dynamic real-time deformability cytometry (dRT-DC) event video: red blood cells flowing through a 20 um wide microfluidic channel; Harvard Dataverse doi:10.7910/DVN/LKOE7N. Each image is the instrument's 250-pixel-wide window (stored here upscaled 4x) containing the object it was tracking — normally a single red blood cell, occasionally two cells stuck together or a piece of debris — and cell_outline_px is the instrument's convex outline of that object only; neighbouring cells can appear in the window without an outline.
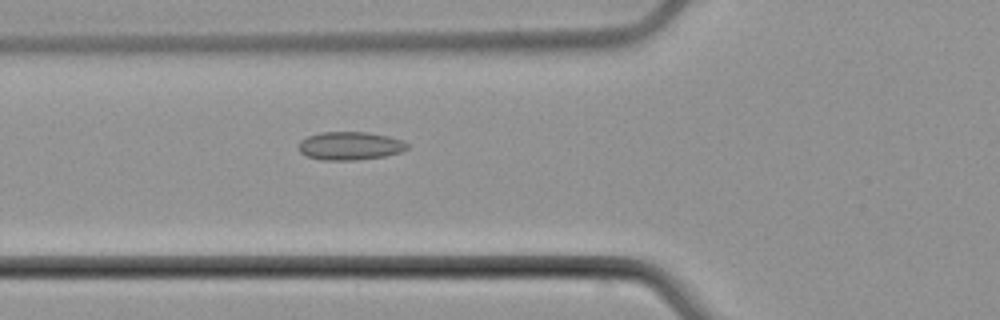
{"species": "common noctule bat (a hibernating species)", "species_latin": "Nyctalus noctula", "temperature_condition": "cold", "stored_images_in_passage": 4, "camera_frame_rate_fps": 3000, "um_per_image_px": 0.085, "animal": {"sex": "male", "body_mass_g": 21.5, "forearm_length_mm": 52.0}, "frame": {"image": 1, "passage_image": 4, "time_ms": 3.333, "image_size_px": [1000, 320], "cell_outline_px": [[408, 148], [400, 152], [384, 156], [356, 160], [320, 160], [308, 156], [300, 152], [296, 144], [300, 140], [308, 136], [320, 132], [368, 132], [388, 136], [404, 140], [408, 144]], "centroid_in_image_um": [29.73, 12.39], "position_along_channel_um": 96.1, "area_um2": 18.03}}